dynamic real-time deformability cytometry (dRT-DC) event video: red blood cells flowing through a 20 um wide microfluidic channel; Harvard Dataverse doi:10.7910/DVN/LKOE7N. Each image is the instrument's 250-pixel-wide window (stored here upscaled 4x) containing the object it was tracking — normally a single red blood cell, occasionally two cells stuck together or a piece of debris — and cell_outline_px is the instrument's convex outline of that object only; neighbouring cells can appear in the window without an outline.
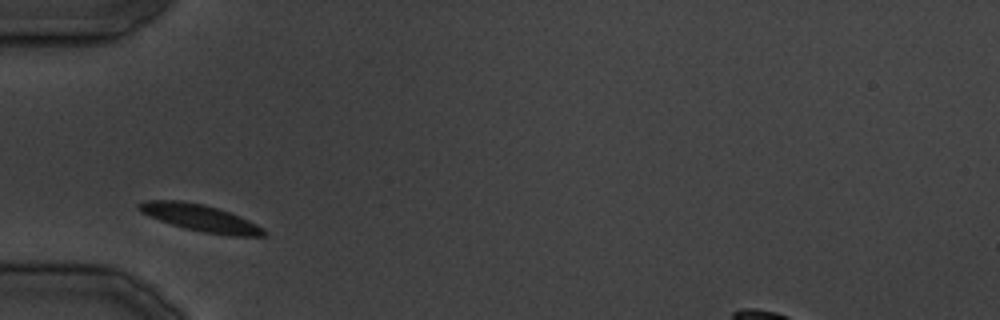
{"species": "common noctule bat (a hibernating species)", "species_latin": "Nyctalus noctula", "temperature_condition": "cold", "stored_images_in_passage": 23, "camera_frame_rate_fps": 3000, "um_per_image_px": 0.085, "animal": {"sex": "male", "body_mass_g": 19.5, "forearm_length_mm": 54.6}, "frame": {"image": 1, "passage_image": 1, "time_ms": 0.0, "image_size_px": [1000, 320], "cell_outline_px": [[268, 236], [228, 236], [204, 232], [184, 228], [148, 216], [140, 212], [136, 208], [136, 204], [144, 200], [180, 200], [204, 204], [240, 216], [264, 228], [268, 232]], "centroid_in_image_um": [17.02, 18.52], "position_along_channel_um": 68.0, "area_um2": 19.71}}
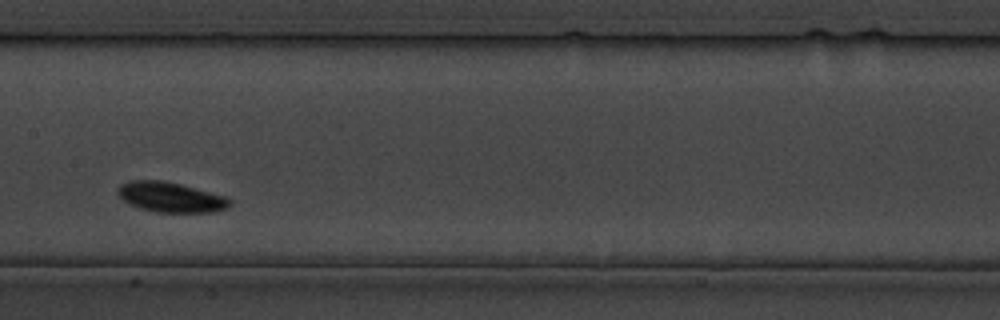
{"frame": {"image": 2, "passage_image": 8, "time_ms": 9.0, "image_size_px": [1000, 320], "cell_outline_px": [[232, 204], [228, 208], [216, 212], [156, 212], [140, 208], [128, 204], [116, 192], [116, 188], [120, 184], [132, 180], [164, 180], [228, 196], [232, 200]], "centroid_in_image_um": [14.54, 16.76], "position_along_channel_um": 192.9, "area_um2": 19.94}}
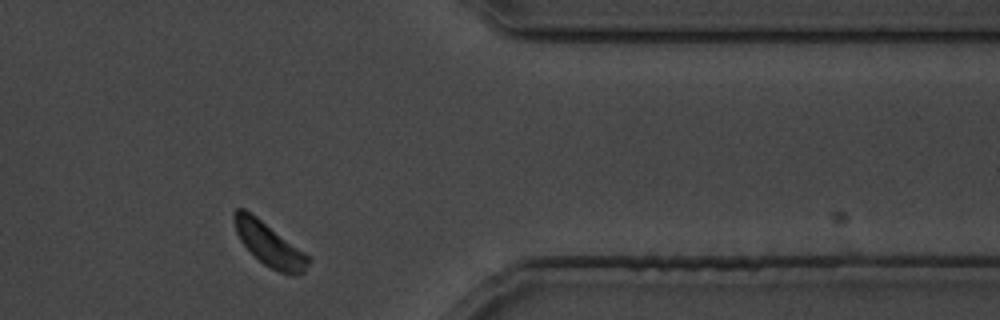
{"frame": {"image": 3, "passage_image": 20, "time_ms": 23.667, "image_size_px": [1000, 320], "cell_outline_px": [[312, 260], [304, 272], [296, 276], [292, 276], [280, 272], [264, 264], [240, 240], [236, 232], [232, 216], [232, 212], [236, 208], [244, 208], [256, 216], [304, 252]], "centroid_in_image_um": [22.89, 20.77], "position_along_channel_um": 388.5, "area_um2": 18.5}}